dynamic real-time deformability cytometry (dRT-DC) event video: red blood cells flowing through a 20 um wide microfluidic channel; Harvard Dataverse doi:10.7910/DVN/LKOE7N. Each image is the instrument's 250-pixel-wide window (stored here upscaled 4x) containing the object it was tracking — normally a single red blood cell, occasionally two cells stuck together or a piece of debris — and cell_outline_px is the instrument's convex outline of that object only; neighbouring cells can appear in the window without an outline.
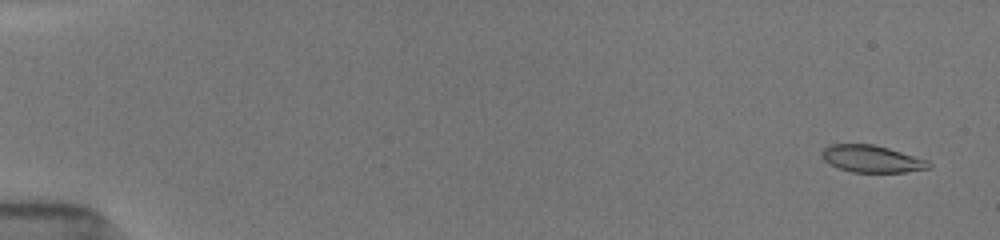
{"species": "common noctule bat (a hibernating species)", "species_latin": "Nyctalus noctula", "temperature_condition": "room temperature", "stored_images_in_passage": 54, "camera_frame_rate_fps": 3000, "um_per_image_px": 0.085, "animal": {"sex": "female", "body_mass_g": 19.5, "forearm_length_mm": 54.1}, "frame": {"image": 1, "passage_image": 3, "time_ms": 0.667, "image_size_px": [1000, 240], "cell_outline_px": [[932, 168], [904, 172], [852, 172], [840, 168], [824, 160], [820, 156], [820, 152], [828, 144], [872, 144], [888, 148], [928, 160], [932, 164]], "centroid_in_image_um": [74.1, 13.5], "position_along_channel_um": 10.9, "area_um2": 16.88}}
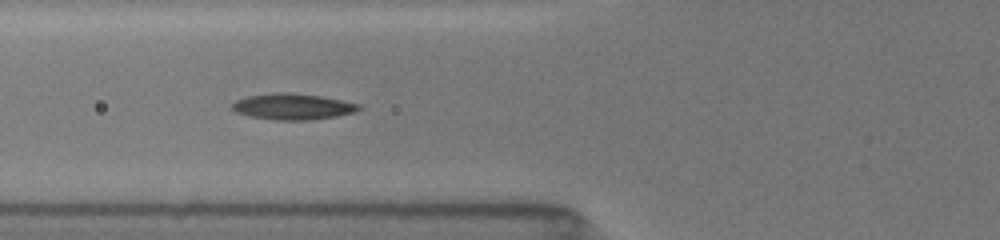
{"frame": {"image": 2, "passage_image": 22, "time_ms": 7.0, "image_size_px": [1000, 240], "cell_outline_px": [[364, 108], [356, 112], [336, 116], [312, 120], [272, 120], [248, 116], [236, 112], [232, 108], [232, 104], [236, 100], [248, 96], [276, 92], [292, 92], [320, 96], [360, 104]], "centroid_in_image_um": [24.9, 9.06], "position_along_channel_um": 100.9, "area_um2": 19.42}}
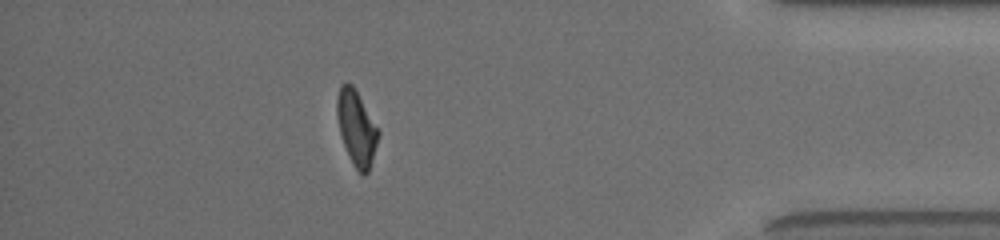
{"frame": {"image": 3, "passage_image": 48, "time_ms": 15.667, "image_size_px": [1000, 240], "cell_outline_px": [[380, 132], [368, 172], [364, 176], [356, 168], [344, 144], [340, 132], [336, 116], [336, 100], [340, 84], [352, 84]], "centroid_in_image_um": [30.28, 10.85], "position_along_channel_um": 404.9, "area_um2": 17.46}, "authors_computed_cell_mechanics": {"area_um2": 18.2648, "velocity_mm_per_s": 3.9261, "shape_relaxation_time_tau1_ms": 6.3128, "shape_relaxation_time_tau2_ms": 2.1789, "deformation_change_tau1": 0.1845, "deformation_change_tau2": 0.0861}}